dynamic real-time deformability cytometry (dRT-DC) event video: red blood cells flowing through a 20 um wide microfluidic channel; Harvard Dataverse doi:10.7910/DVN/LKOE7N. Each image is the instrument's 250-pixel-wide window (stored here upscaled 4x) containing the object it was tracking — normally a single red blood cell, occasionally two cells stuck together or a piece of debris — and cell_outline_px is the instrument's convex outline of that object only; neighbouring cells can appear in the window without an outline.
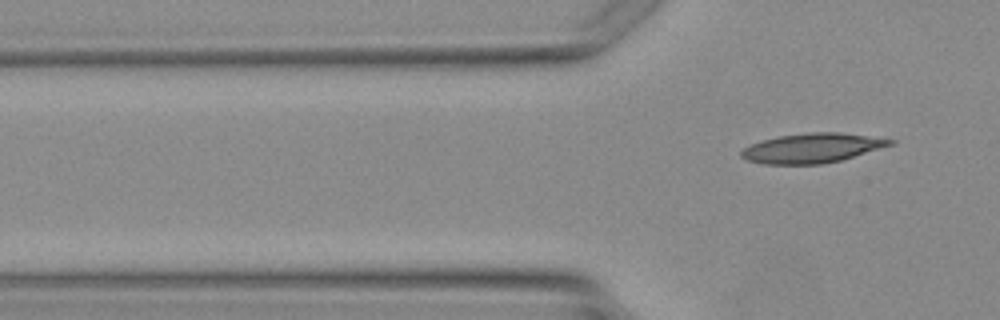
{"species": "Egyptian fruit bat (a non-hibernating species)", "species_latin": "Rousettus aegyptiacus", "temperature_condition": "warm", "stored_images_in_passage": 4, "camera_frame_rate_fps": 3000, "um_per_image_px": 0.085, "animal": {"sex": "female"}, "frame": {"image": 1, "passage_image": 4, "time_ms": 4.333, "image_size_px": [1000, 320], "cell_outline_px": [[896, 144], [840, 160], [820, 164], [764, 164], [748, 160], [740, 156], [740, 152], [744, 148], [752, 144], [764, 140], [780, 136], [812, 132], [840, 132], [896, 140]], "centroid_in_image_um": [69.07, 12.58], "position_along_channel_um": 56.7, "area_um2": 25.37}}